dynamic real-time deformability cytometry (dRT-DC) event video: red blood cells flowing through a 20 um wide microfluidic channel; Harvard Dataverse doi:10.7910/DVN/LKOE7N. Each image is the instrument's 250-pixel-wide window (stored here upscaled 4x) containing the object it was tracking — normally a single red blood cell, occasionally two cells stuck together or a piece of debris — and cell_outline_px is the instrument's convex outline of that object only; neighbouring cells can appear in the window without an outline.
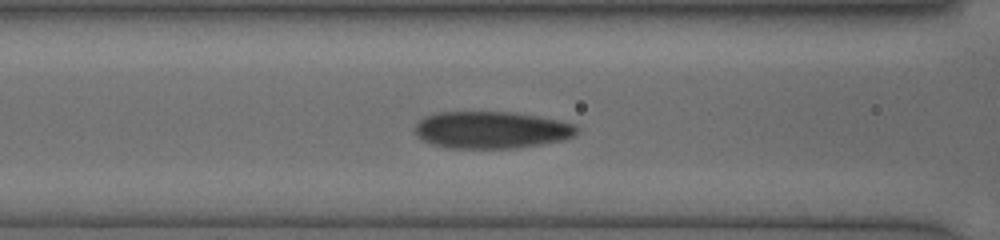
{"species": "human", "species_latin": "Homo sapiens", "temperature_condition": "cold", "stored_images_in_passage": 48, "camera_frame_rate_fps": 3000, "um_per_image_px": 0.085, "donor": {"sex": "female"}, "frame": {"image": 1, "passage_image": 19, "time_ms": 5.667, "image_size_px": [1000, 240], "cell_outline_px": [[580, 132], [564, 140], [540, 144], [512, 148], [444, 148], [432, 144], [416, 136], [416, 124], [424, 116], [436, 112], [512, 112], [536, 116], [576, 124], [580, 128]], "centroid_in_image_um": [41.77, 11.04], "position_along_channel_um": 124.8, "area_um2": 35.03}}
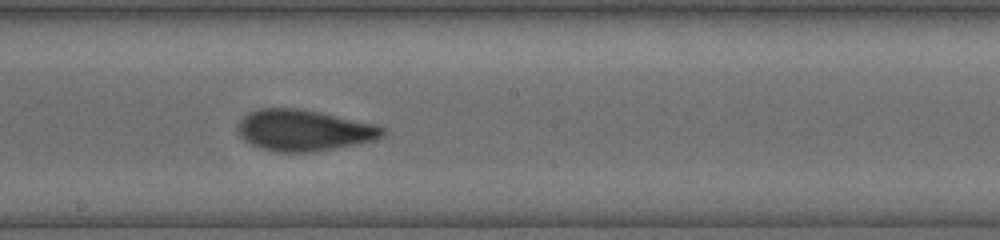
{"frame": {"image": 2, "passage_image": 26, "time_ms": 8.0, "image_size_px": [1000, 240], "cell_outline_px": [[384, 136], [376, 140], [356, 144], [312, 152], [276, 152], [260, 148], [244, 140], [236, 132], [236, 124], [248, 112], [260, 108], [300, 108], [320, 112], [376, 124], [384, 128]], "centroid_in_image_um": [25.8, 11.07], "position_along_channel_um": 222.4, "area_um2": 35.03}}
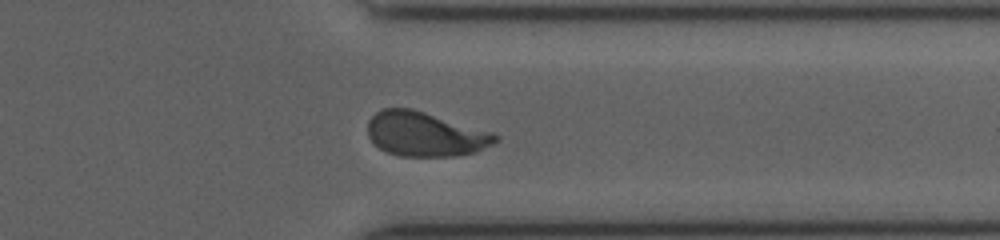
{"frame": {"image": 3, "passage_image": 38, "time_ms": 11.667, "image_size_px": [1000, 240], "cell_outline_px": [[500, 140], [476, 152], [456, 156], [400, 156], [388, 152], [380, 148], [368, 136], [368, 120], [376, 112], [384, 108], [412, 108], [492, 132], [500, 136]], "centroid_in_image_um": [36.16, 11.4], "position_along_channel_um": 375.2, "area_um2": 33.0}}